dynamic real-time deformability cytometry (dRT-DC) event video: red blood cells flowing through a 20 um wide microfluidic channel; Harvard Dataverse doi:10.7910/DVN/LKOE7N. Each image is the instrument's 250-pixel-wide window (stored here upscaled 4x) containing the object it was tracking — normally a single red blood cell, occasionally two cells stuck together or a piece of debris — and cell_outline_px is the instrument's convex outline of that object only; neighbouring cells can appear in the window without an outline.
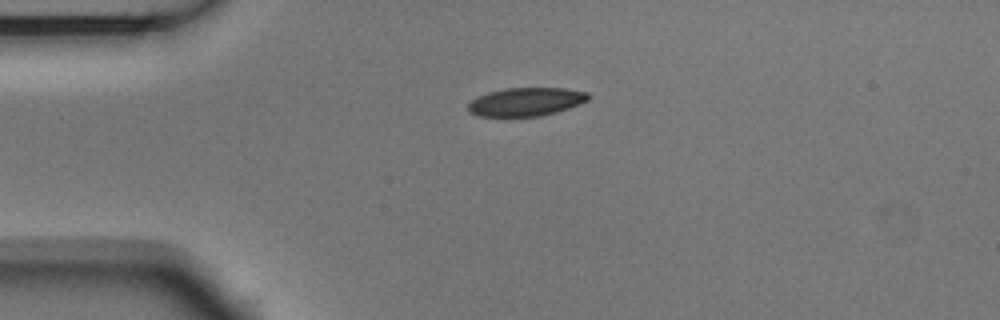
{"species": "Egyptian fruit bat (a non-hibernating species)", "species_latin": "Rousettus aegyptiacus", "temperature_condition": "room temperature", "stored_images_in_passage": 8, "camera_frame_rate_fps": 3000, "um_per_image_px": 0.085, "animal": {"sex": "male"}, "frame": {"image": 1, "passage_image": 1, "time_ms": 0.0, "image_size_px": [1000, 320], "cell_outline_px": [[592, 96], [588, 100], [580, 104], [556, 112], [540, 116], [480, 116], [468, 112], [468, 104], [476, 96], [488, 92], [504, 88], [564, 88], [588, 92]], "centroid_in_image_um": [44.72, 8.64], "position_along_channel_um": 40.3, "area_um2": 20.0}}
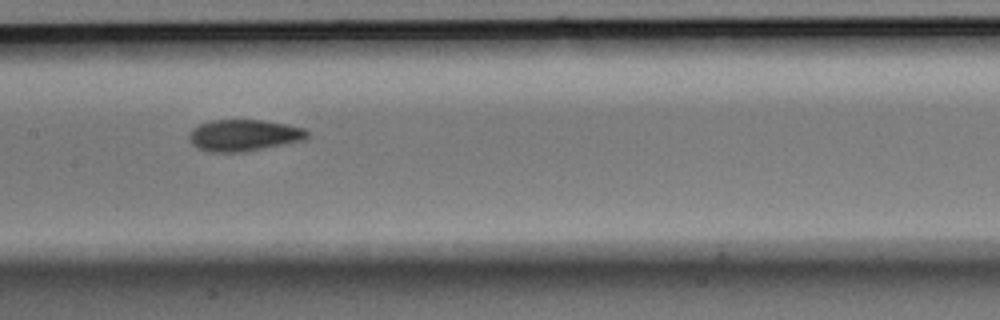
{"frame": {"image": 2, "passage_image": 5, "time_ms": 1.333, "image_size_px": [1000, 320], "cell_outline_px": [[308, 136], [304, 140], [244, 152], [208, 152], [196, 148], [188, 140], [188, 132], [192, 128], [200, 124], [212, 120], [260, 120], [284, 124], [304, 128], [308, 132]], "centroid_in_image_um": [20.66, 11.51], "position_along_channel_um": 186.7, "area_um2": 21.79}}
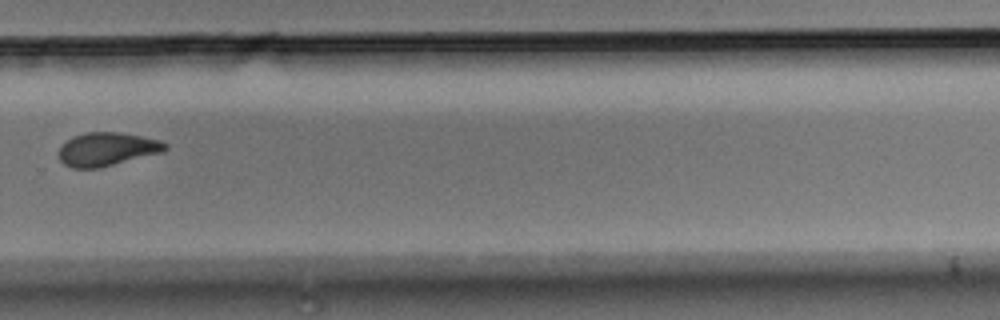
{"frame": {"image": 3, "passage_image": 8, "time_ms": 2.333, "image_size_px": [1000, 320], "cell_outline_px": [[168, 148], [164, 152], [100, 168], [72, 168], [64, 164], [60, 160], [60, 144], [72, 136], [88, 132], [120, 132], [160, 140], [168, 144]], "centroid_in_image_um": [9.11, 12.68], "position_along_channel_um": 320.7, "area_um2": 20.92}}